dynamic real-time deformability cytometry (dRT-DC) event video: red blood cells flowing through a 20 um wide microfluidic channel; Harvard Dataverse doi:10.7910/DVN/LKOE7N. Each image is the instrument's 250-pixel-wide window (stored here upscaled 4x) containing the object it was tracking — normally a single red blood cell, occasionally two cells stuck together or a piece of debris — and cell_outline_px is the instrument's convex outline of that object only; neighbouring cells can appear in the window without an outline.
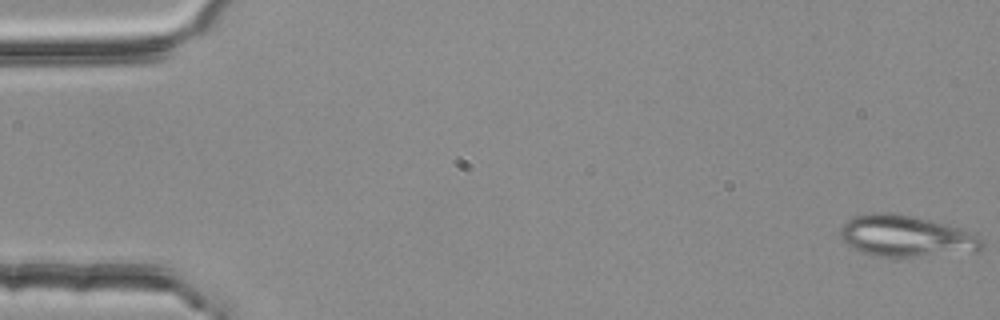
{"species": "common noctule bat (a hibernating species)", "species_latin": "Nyctalus noctula", "temperature_condition": "room temperature", "stored_images_in_passage": 5, "segment_of_instrument_passage": [2, 2], "camera_frame_rate_fps": 3000, "um_per_image_px": 0.085, "animal": {"sex": "female", "body_mass_g": 25.1}, "frame": {"image": 1, "passage_image": 5, "time_ms": 1.333, "image_size_px": [1000, 320], "cell_outline_px": [[984, 244], [980, 252], [916, 256], [868, 256], [852, 248], [840, 236], [840, 228], [852, 216], [872, 212], [896, 212], [932, 220], [960, 228], [980, 236], [984, 240]], "centroid_in_image_um": [77.04, 20.06], "position_along_channel_um": 8.0, "area_um2": 34.68}}